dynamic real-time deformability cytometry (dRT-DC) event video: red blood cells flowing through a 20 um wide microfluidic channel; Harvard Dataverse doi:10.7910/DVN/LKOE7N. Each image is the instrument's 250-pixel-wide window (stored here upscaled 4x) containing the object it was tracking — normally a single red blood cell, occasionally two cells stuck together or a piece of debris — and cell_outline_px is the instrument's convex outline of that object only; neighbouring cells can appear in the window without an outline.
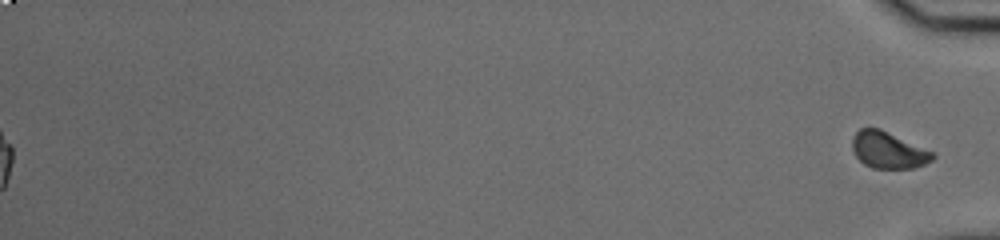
{"species": "common noctule bat (a hibernating species)", "species_latin": "Nyctalus noctula", "temperature_condition": "cold", "stored_images_in_passage": 55, "segment_of_instrument_passage": [2, 2], "camera_frame_rate_fps": 3000, "um_per_image_px": 0.085, "animal": {"sex": "male", "body_mass_g": 20.0, "forearm_length_mm": 53.3}, "frame": {"image": 1, "passage_image": 55, "time_ms": 18.0, "image_size_px": [1000, 240], "cell_outline_px": [[936, 156], [932, 160], [924, 164], [912, 168], [872, 168], [864, 164], [856, 156], [852, 148], [852, 136], [860, 128], [880, 128], [936, 152]], "centroid_in_image_um": [75.53, 12.75], "position_along_channel_um": 359.7, "area_um2": 17.34}}